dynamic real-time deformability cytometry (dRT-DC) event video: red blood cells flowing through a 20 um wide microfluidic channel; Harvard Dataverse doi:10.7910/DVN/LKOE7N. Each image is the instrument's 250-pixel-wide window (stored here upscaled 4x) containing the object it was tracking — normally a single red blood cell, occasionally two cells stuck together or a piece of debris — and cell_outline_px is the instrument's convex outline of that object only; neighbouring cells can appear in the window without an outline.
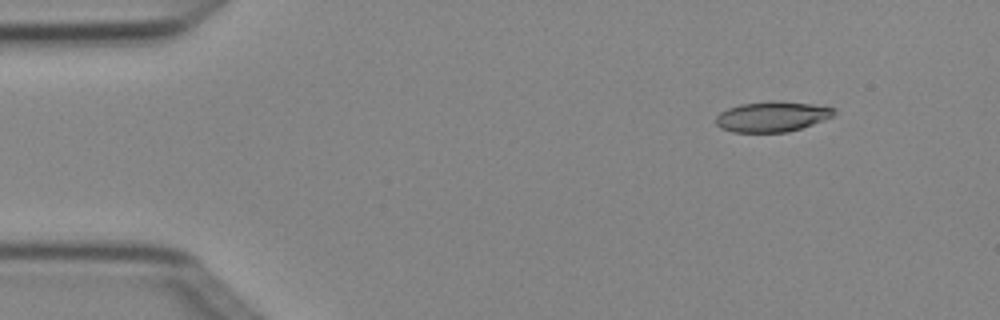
{"species": "Egyptian fruit bat (a non-hibernating species)", "species_latin": "Rousettus aegyptiacus", "temperature_condition": "cold", "stored_images_in_passage": 5, "camera_frame_rate_fps": 3000, "um_per_image_px": 0.085, "animal": {"sex": "female"}, "frame": {"image": 1, "passage_image": 2, "time_ms": 0.333, "image_size_px": [1000, 320], "cell_outline_px": [[836, 112], [832, 116], [812, 124], [788, 132], [732, 132], [720, 128], [716, 124], [716, 116], [720, 112], [728, 108], [740, 104], [768, 100], [808, 104], [836, 108]], "centroid_in_image_um": [65.57, 9.91], "position_along_channel_um": 19.4, "area_um2": 20.75}}
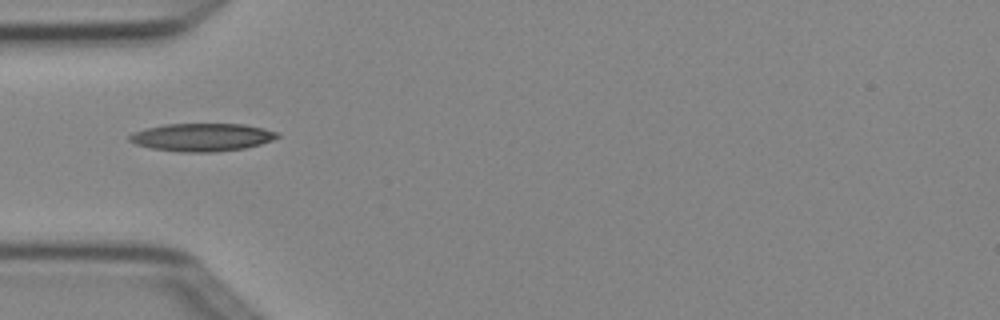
{"frame": {"image": 2, "passage_image": 5, "time_ms": 1.333, "image_size_px": [1000, 320], "cell_outline_px": [[280, 136], [272, 140], [260, 144], [244, 148], [216, 152], [180, 152], [148, 148], [136, 144], [128, 140], [128, 136], [132, 132], [144, 128], [164, 124], [244, 124], [264, 128], [280, 132]], "centroid_in_image_um": [17.15, 11.66], "position_along_channel_um": 67.9, "area_um2": 24.33}}